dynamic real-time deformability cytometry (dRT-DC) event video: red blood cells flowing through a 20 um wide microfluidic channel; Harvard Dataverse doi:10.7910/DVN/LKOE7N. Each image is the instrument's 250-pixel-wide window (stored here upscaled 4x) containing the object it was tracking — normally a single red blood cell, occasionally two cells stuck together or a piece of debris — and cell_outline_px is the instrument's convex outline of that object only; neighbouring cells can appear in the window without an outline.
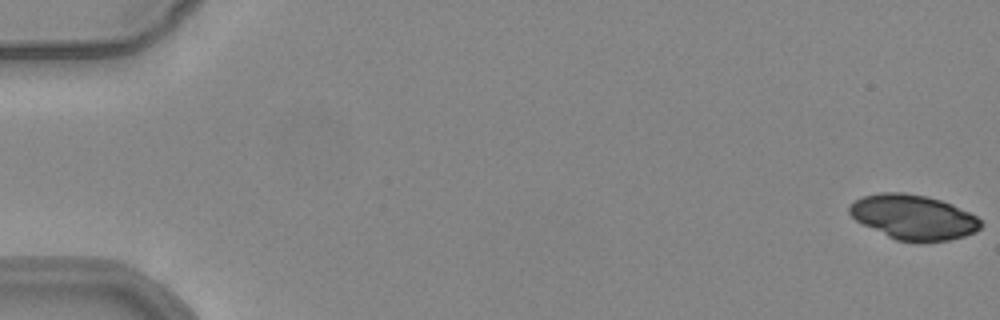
{"species": "common noctule bat (a hibernating species)", "species_latin": "Nyctalus noctula", "temperature_condition": "warm", "stored_images_in_passage": 19, "camera_frame_rate_fps": 3000, "um_per_image_px": 0.085, "animal": {"sex": "female", "body_mass_g": 24.6, "forearm_length_mm": 56.2}, "frame": {"image": 1, "passage_image": 1, "time_ms": 0.0, "image_size_px": [1000, 320], "cell_outline_px": [[984, 224], [976, 232], [964, 236], [948, 240], [896, 240], [856, 220], [848, 212], [848, 208], [856, 200], [864, 196], [880, 192], [904, 192], [924, 196], [940, 200], [952, 204], [976, 216]], "centroid_in_image_um": [77.66, 18.43], "position_along_channel_um": 7.3, "area_um2": 33.58}}